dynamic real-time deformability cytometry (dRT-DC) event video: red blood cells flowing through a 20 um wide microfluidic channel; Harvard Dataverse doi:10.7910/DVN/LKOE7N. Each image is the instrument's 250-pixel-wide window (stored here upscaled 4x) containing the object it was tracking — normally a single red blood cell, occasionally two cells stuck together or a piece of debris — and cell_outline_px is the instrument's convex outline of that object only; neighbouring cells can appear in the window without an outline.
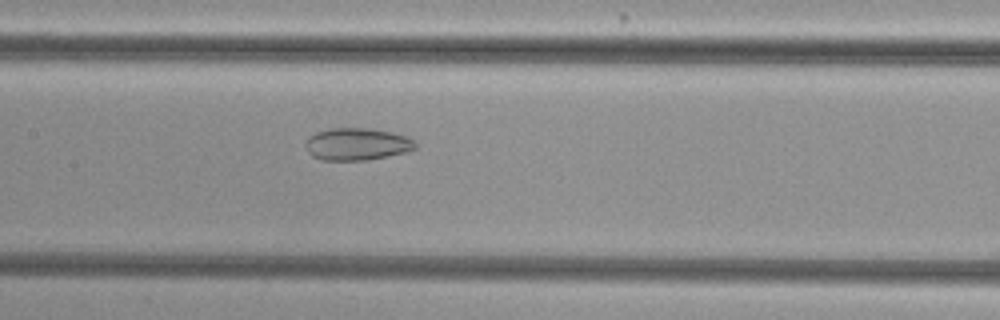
{"species": "common noctule bat (a hibernating species)", "species_latin": "Nyctalus noctula", "temperature_condition": "cold", "stored_images_in_passage": 39, "camera_frame_rate_fps": 3000, "um_per_image_px": 0.085, "animal": {"sex": "female", "body_mass_g": 29.2, "forearm_length_mm": 56.3}, "frame": {"image": 1, "passage_image": 12, "time_ms": 3.667, "image_size_px": [1000, 320], "cell_outline_px": [[416, 148], [408, 152], [368, 160], [320, 160], [312, 156], [308, 152], [304, 144], [308, 136], [316, 132], [332, 128], [368, 128], [392, 132], [408, 136], [416, 144]], "centroid_in_image_um": [30.33, 12.25], "position_along_channel_um": 177.1, "area_um2": 20.87}}
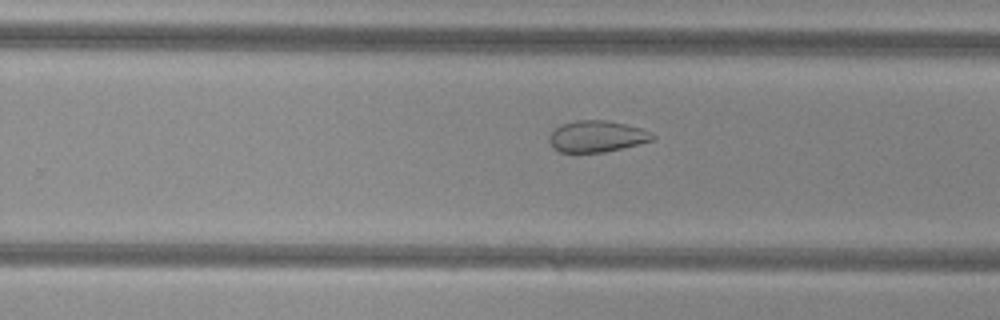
{"frame": {"image": 2, "passage_image": 20, "time_ms": 6.333, "image_size_px": [1000, 320], "cell_outline_px": [[656, 136], [652, 140], [640, 144], [604, 152], [560, 152], [552, 148], [548, 140], [548, 136], [560, 124], [576, 120], [608, 120], [640, 128], [652, 132]], "centroid_in_image_um": [50.71, 11.59], "position_along_channel_um": 279.1, "area_um2": 19.02}}
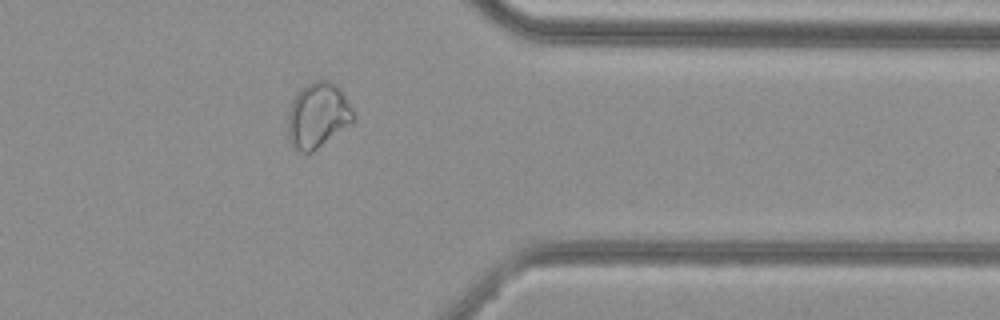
{"frame": {"image": 3, "passage_image": 29, "time_ms": 9.333, "image_size_px": [1000, 320], "cell_outline_px": [[356, 120], [312, 152], [296, 152], [292, 148], [288, 140], [288, 112], [292, 100], [296, 92], [300, 88], [312, 80], [328, 80], [336, 84], [340, 88], [356, 112]], "centroid_in_image_um": [27.01, 9.79], "position_along_channel_um": 384.4, "area_um2": 25.55}, "authors_computed_cell_mechanics": {"area_um2": 22.4264, "velocity_mm_per_s": 3.8338, "shape_relaxation_time_tau1_ms": null, "shape_relaxation_time_tau2_ms": 2.8008, "deformation_change_tau1": null, "deformation_change_tau2": 0.0841}}